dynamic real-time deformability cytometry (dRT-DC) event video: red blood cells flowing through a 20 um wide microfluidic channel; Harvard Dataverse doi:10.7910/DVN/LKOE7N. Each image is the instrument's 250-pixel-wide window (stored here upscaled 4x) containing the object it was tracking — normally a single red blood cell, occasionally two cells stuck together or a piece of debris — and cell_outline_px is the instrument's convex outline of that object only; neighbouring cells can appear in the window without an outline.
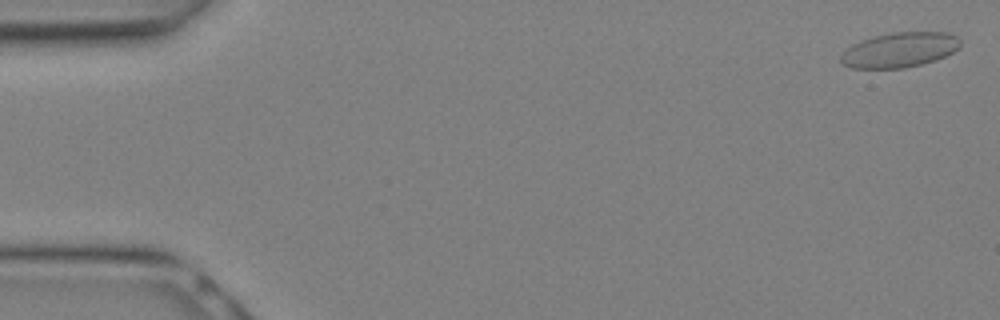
{"species": "Egyptian fruit bat (a non-hibernating species)", "species_latin": "Rousettus aegyptiacus", "temperature_condition": "warm", "stored_images_in_passage": 9, "camera_frame_rate_fps": 3000, "um_per_image_px": 0.085, "animal": {"sex": "female"}, "frame": {"image": 1, "passage_image": 1, "time_ms": 0.0, "image_size_px": [1000, 320], "cell_outline_px": [[960, 44], [952, 52], [936, 60], [904, 68], [852, 68], [844, 64], [840, 60], [840, 56], [852, 44], [876, 36], [892, 32], [948, 32], [956, 36], [960, 40]], "centroid_in_image_um": [76.47, 4.24], "position_along_channel_um": 8.5, "area_um2": 23.99}}
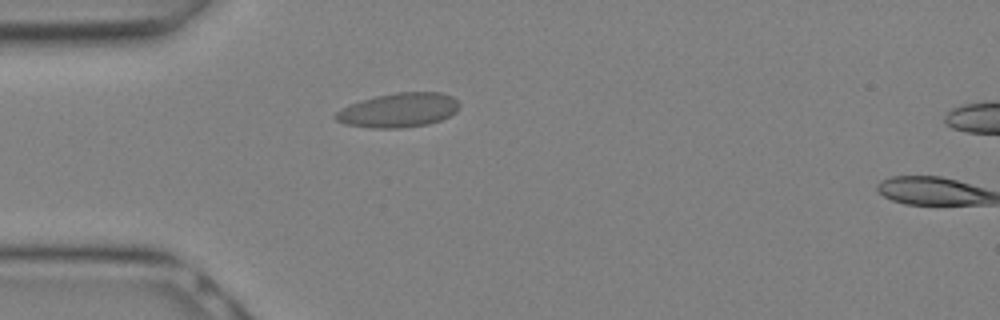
{"frame": {"image": 2, "passage_image": 8, "time_ms": 2.333, "image_size_px": [1000, 320], "cell_outline_px": [[460, 104], [456, 112], [440, 120], [428, 124], [400, 128], [372, 128], [344, 124], [336, 120], [332, 116], [336, 112], [360, 100], [376, 96], [396, 92], [440, 92], [452, 96]], "centroid_in_image_um": [33.88, 9.36], "position_along_channel_um": 51.1, "area_um2": 24.68}}